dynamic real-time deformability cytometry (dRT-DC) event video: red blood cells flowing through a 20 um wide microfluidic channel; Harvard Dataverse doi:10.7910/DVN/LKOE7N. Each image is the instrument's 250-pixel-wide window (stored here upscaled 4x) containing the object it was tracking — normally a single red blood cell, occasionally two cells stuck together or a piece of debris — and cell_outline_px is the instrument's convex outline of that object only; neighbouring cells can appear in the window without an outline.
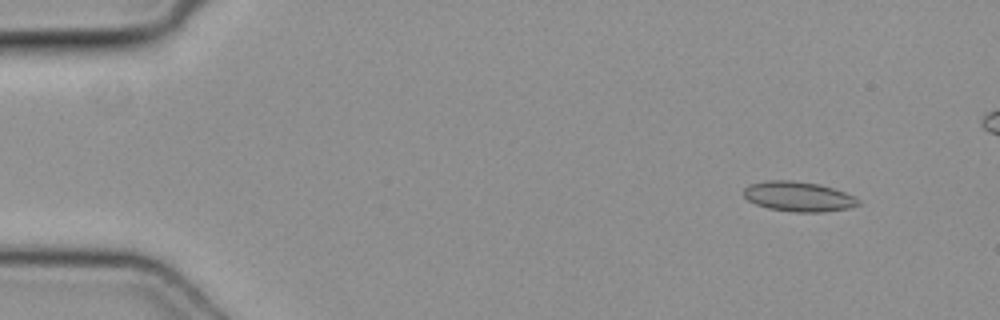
{"species": "common noctule bat (a hibernating species)", "species_latin": "Nyctalus noctula", "temperature_condition": "cold", "stored_images_in_passage": 46, "camera_frame_rate_fps": 3000, "um_per_image_px": 0.085, "animal": {"sex": "female", "body_mass_g": 19.3, "forearm_length_mm": 54.1}, "frame": {"image": 1, "passage_image": 4, "time_ms": 1.0, "image_size_px": [1000, 320], "cell_outline_px": [[860, 204], [848, 208], [824, 212], [792, 212], [768, 208], [756, 204], [748, 200], [744, 196], [744, 188], [748, 184], [768, 180], [788, 180], [820, 184], [844, 192], [860, 200]], "centroid_in_image_um": [67.84, 16.7], "position_along_channel_um": 17.2, "area_um2": 19.94}}
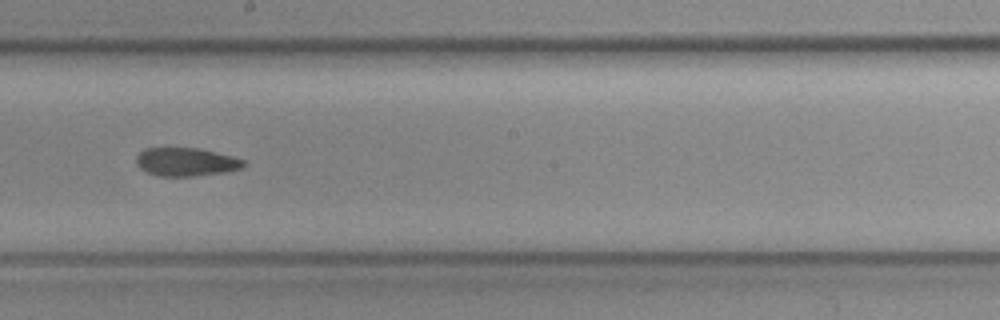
{"frame": {"image": 2, "passage_image": 27, "time_ms": 8.667, "image_size_px": [1000, 320], "cell_outline_px": [[248, 164], [244, 168], [224, 172], [192, 176], [156, 176], [140, 168], [136, 164], [136, 156], [144, 148], [196, 148], [232, 156], [244, 160]], "centroid_in_image_um": [15.82, 13.77], "position_along_channel_um": 232.4, "area_um2": 17.74}}
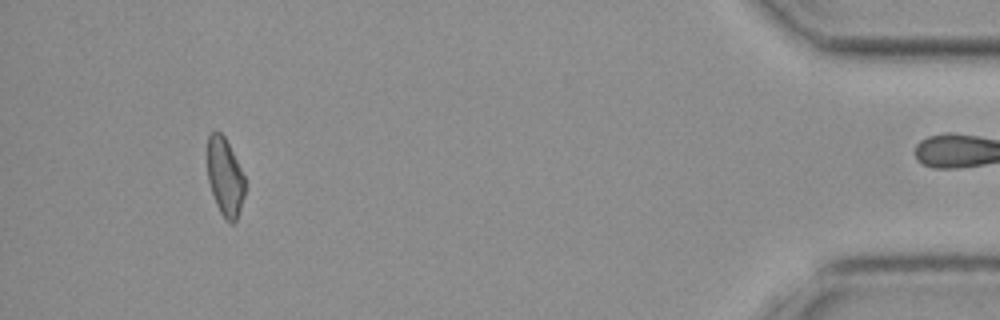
{"frame": {"image": 3, "passage_image": 45, "time_ms": 14.667, "image_size_px": [1000, 320], "cell_outline_px": [[244, 196], [236, 220], [232, 224], [228, 224], [224, 220], [216, 204], [208, 180], [208, 136], [216, 128], [224, 136], [244, 176]], "centroid_in_image_um": [19.11, 15.07], "position_along_channel_um": 416.1, "area_um2": 16.88}}